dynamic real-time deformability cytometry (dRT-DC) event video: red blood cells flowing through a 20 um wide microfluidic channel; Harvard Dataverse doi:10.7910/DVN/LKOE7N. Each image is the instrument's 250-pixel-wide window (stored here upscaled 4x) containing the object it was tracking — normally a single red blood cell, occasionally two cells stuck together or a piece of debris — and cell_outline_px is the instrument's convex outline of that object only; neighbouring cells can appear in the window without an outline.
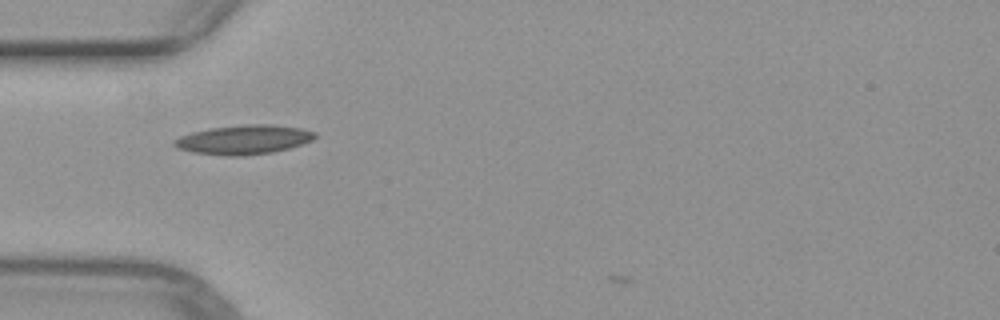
{"species": "common noctule bat (a hibernating species)", "species_latin": "Nyctalus noctula", "temperature_condition": "warm", "stored_images_in_passage": 34, "camera_frame_rate_fps": 3000, "um_per_image_px": 0.085, "animal": {"sex": "female", "body_mass_g": 29.2, "forearm_length_mm": 56.3}, "frame": {"image": 1, "passage_image": 2, "time_ms": 0.333, "image_size_px": [1000, 320], "cell_outline_px": [[316, 136], [312, 140], [288, 148], [272, 152], [240, 156], [228, 156], [192, 152], [176, 148], [172, 144], [172, 140], [180, 136], [192, 132], [208, 128], [244, 124], [272, 124], [300, 128], [316, 132]], "centroid_in_image_um": [20.67, 11.86], "position_along_channel_um": 64.3, "area_um2": 24.04}}
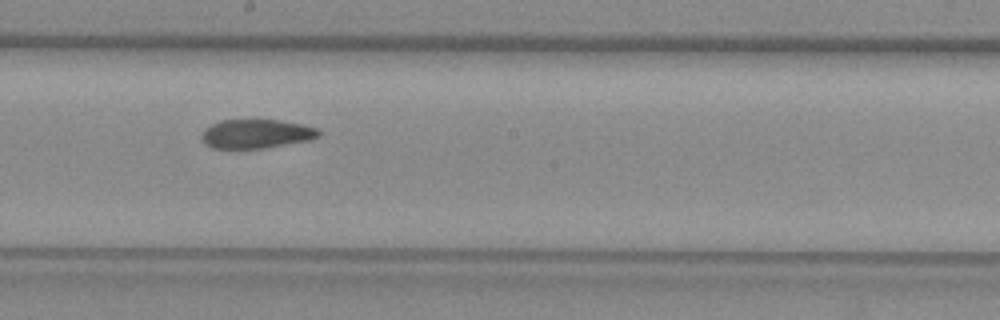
{"frame": {"image": 2, "passage_image": 14, "time_ms": 4.333, "image_size_px": [1000, 320], "cell_outline_px": [[320, 136], [312, 140], [264, 148], [212, 148], [204, 144], [200, 136], [204, 128], [220, 120], [280, 120], [300, 124], [316, 128], [320, 132]], "centroid_in_image_um": [21.76, 11.38], "position_along_channel_um": 226.4, "area_um2": 19.88}}
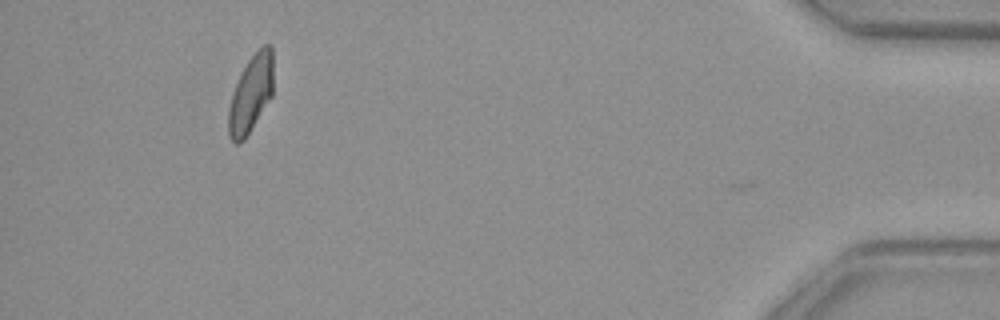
{"frame": {"image": 3, "passage_image": 33, "time_ms": 10.667, "image_size_px": [1000, 320], "cell_outline_px": [[272, 96], [244, 140], [240, 144], [236, 144], [228, 136], [228, 108], [232, 92], [248, 60], [264, 44], [272, 44]], "centroid_in_image_um": [21.31, 8.01], "position_along_channel_um": 413.9, "area_um2": 20.0}}